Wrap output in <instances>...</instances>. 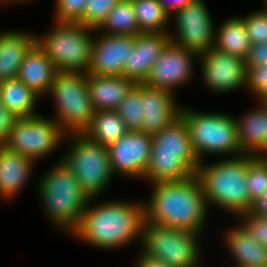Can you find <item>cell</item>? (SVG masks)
Wrapping results in <instances>:
<instances>
[{"label": "cell", "mask_w": 267, "mask_h": 267, "mask_svg": "<svg viewBox=\"0 0 267 267\" xmlns=\"http://www.w3.org/2000/svg\"><path fill=\"white\" fill-rule=\"evenodd\" d=\"M246 67V88L260 101L267 95V63Z\"/></svg>", "instance_id": "cell-34"}, {"label": "cell", "mask_w": 267, "mask_h": 267, "mask_svg": "<svg viewBox=\"0 0 267 267\" xmlns=\"http://www.w3.org/2000/svg\"><path fill=\"white\" fill-rule=\"evenodd\" d=\"M261 101L267 106V95Z\"/></svg>", "instance_id": "cell-43"}, {"label": "cell", "mask_w": 267, "mask_h": 267, "mask_svg": "<svg viewBox=\"0 0 267 267\" xmlns=\"http://www.w3.org/2000/svg\"><path fill=\"white\" fill-rule=\"evenodd\" d=\"M66 138L71 139V146L61 160L72 170L89 199L100 197L114 175L108 147L94 142L83 133L66 134Z\"/></svg>", "instance_id": "cell-8"}, {"label": "cell", "mask_w": 267, "mask_h": 267, "mask_svg": "<svg viewBox=\"0 0 267 267\" xmlns=\"http://www.w3.org/2000/svg\"><path fill=\"white\" fill-rule=\"evenodd\" d=\"M224 238L235 266L267 267V247L252 239L240 224L229 229Z\"/></svg>", "instance_id": "cell-24"}, {"label": "cell", "mask_w": 267, "mask_h": 267, "mask_svg": "<svg viewBox=\"0 0 267 267\" xmlns=\"http://www.w3.org/2000/svg\"><path fill=\"white\" fill-rule=\"evenodd\" d=\"M240 217V218H239ZM241 226L259 244L267 247V217H259L250 212L238 214Z\"/></svg>", "instance_id": "cell-36"}, {"label": "cell", "mask_w": 267, "mask_h": 267, "mask_svg": "<svg viewBox=\"0 0 267 267\" xmlns=\"http://www.w3.org/2000/svg\"><path fill=\"white\" fill-rule=\"evenodd\" d=\"M88 92L95 111L116 110L136 85L122 76H98L87 74Z\"/></svg>", "instance_id": "cell-22"}, {"label": "cell", "mask_w": 267, "mask_h": 267, "mask_svg": "<svg viewBox=\"0 0 267 267\" xmlns=\"http://www.w3.org/2000/svg\"><path fill=\"white\" fill-rule=\"evenodd\" d=\"M180 117L187 126L192 147L200 162L206 154H230L232 157L244 155L238 141L234 116L221 112L196 111L181 106Z\"/></svg>", "instance_id": "cell-6"}, {"label": "cell", "mask_w": 267, "mask_h": 267, "mask_svg": "<svg viewBox=\"0 0 267 267\" xmlns=\"http://www.w3.org/2000/svg\"><path fill=\"white\" fill-rule=\"evenodd\" d=\"M54 99L55 121L66 134L83 133L95 114L88 92L87 74L57 72L48 95Z\"/></svg>", "instance_id": "cell-9"}, {"label": "cell", "mask_w": 267, "mask_h": 267, "mask_svg": "<svg viewBox=\"0 0 267 267\" xmlns=\"http://www.w3.org/2000/svg\"><path fill=\"white\" fill-rule=\"evenodd\" d=\"M36 36L22 31L0 32V82L15 79L27 51Z\"/></svg>", "instance_id": "cell-23"}, {"label": "cell", "mask_w": 267, "mask_h": 267, "mask_svg": "<svg viewBox=\"0 0 267 267\" xmlns=\"http://www.w3.org/2000/svg\"><path fill=\"white\" fill-rule=\"evenodd\" d=\"M246 184L251 203L267 192V155L256 156L249 163Z\"/></svg>", "instance_id": "cell-31"}, {"label": "cell", "mask_w": 267, "mask_h": 267, "mask_svg": "<svg viewBox=\"0 0 267 267\" xmlns=\"http://www.w3.org/2000/svg\"><path fill=\"white\" fill-rule=\"evenodd\" d=\"M139 30L142 33L164 32L170 22L171 15L162 7L158 0H132Z\"/></svg>", "instance_id": "cell-29"}, {"label": "cell", "mask_w": 267, "mask_h": 267, "mask_svg": "<svg viewBox=\"0 0 267 267\" xmlns=\"http://www.w3.org/2000/svg\"><path fill=\"white\" fill-rule=\"evenodd\" d=\"M43 208L59 230L70 234L79 226L89 198L82 191L72 170L60 159L38 179Z\"/></svg>", "instance_id": "cell-5"}, {"label": "cell", "mask_w": 267, "mask_h": 267, "mask_svg": "<svg viewBox=\"0 0 267 267\" xmlns=\"http://www.w3.org/2000/svg\"><path fill=\"white\" fill-rule=\"evenodd\" d=\"M130 130L116 110H99L83 134L104 147H109Z\"/></svg>", "instance_id": "cell-27"}, {"label": "cell", "mask_w": 267, "mask_h": 267, "mask_svg": "<svg viewBox=\"0 0 267 267\" xmlns=\"http://www.w3.org/2000/svg\"><path fill=\"white\" fill-rule=\"evenodd\" d=\"M120 0H87L79 24L97 28Z\"/></svg>", "instance_id": "cell-32"}, {"label": "cell", "mask_w": 267, "mask_h": 267, "mask_svg": "<svg viewBox=\"0 0 267 267\" xmlns=\"http://www.w3.org/2000/svg\"><path fill=\"white\" fill-rule=\"evenodd\" d=\"M203 83L221 94L246 89L247 67L240 57L220 52L214 48L199 55Z\"/></svg>", "instance_id": "cell-15"}, {"label": "cell", "mask_w": 267, "mask_h": 267, "mask_svg": "<svg viewBox=\"0 0 267 267\" xmlns=\"http://www.w3.org/2000/svg\"><path fill=\"white\" fill-rule=\"evenodd\" d=\"M130 131L140 130L143 123L142 93L134 86L116 109Z\"/></svg>", "instance_id": "cell-30"}, {"label": "cell", "mask_w": 267, "mask_h": 267, "mask_svg": "<svg viewBox=\"0 0 267 267\" xmlns=\"http://www.w3.org/2000/svg\"><path fill=\"white\" fill-rule=\"evenodd\" d=\"M54 15L57 22H78L84 13L87 0H55Z\"/></svg>", "instance_id": "cell-35"}, {"label": "cell", "mask_w": 267, "mask_h": 267, "mask_svg": "<svg viewBox=\"0 0 267 267\" xmlns=\"http://www.w3.org/2000/svg\"><path fill=\"white\" fill-rule=\"evenodd\" d=\"M208 10L203 0H192L173 13L177 35L169 33L170 41L198 55L213 48L217 27Z\"/></svg>", "instance_id": "cell-12"}, {"label": "cell", "mask_w": 267, "mask_h": 267, "mask_svg": "<svg viewBox=\"0 0 267 267\" xmlns=\"http://www.w3.org/2000/svg\"><path fill=\"white\" fill-rule=\"evenodd\" d=\"M153 189L145 205V222L201 234L208 206L197 175L181 181L150 184Z\"/></svg>", "instance_id": "cell-2"}, {"label": "cell", "mask_w": 267, "mask_h": 267, "mask_svg": "<svg viewBox=\"0 0 267 267\" xmlns=\"http://www.w3.org/2000/svg\"><path fill=\"white\" fill-rule=\"evenodd\" d=\"M16 119L0 101V145L7 141Z\"/></svg>", "instance_id": "cell-37"}, {"label": "cell", "mask_w": 267, "mask_h": 267, "mask_svg": "<svg viewBox=\"0 0 267 267\" xmlns=\"http://www.w3.org/2000/svg\"><path fill=\"white\" fill-rule=\"evenodd\" d=\"M65 136L54 118L38 114L17 118L4 146L38 162L58 149Z\"/></svg>", "instance_id": "cell-11"}, {"label": "cell", "mask_w": 267, "mask_h": 267, "mask_svg": "<svg viewBox=\"0 0 267 267\" xmlns=\"http://www.w3.org/2000/svg\"><path fill=\"white\" fill-rule=\"evenodd\" d=\"M199 164L187 126L179 117L152 135L151 159L143 180L150 184L186 180L196 174Z\"/></svg>", "instance_id": "cell-3"}, {"label": "cell", "mask_w": 267, "mask_h": 267, "mask_svg": "<svg viewBox=\"0 0 267 267\" xmlns=\"http://www.w3.org/2000/svg\"><path fill=\"white\" fill-rule=\"evenodd\" d=\"M169 41V33L164 32L139 33L135 36L134 48L124 63L123 76L135 83H143Z\"/></svg>", "instance_id": "cell-18"}, {"label": "cell", "mask_w": 267, "mask_h": 267, "mask_svg": "<svg viewBox=\"0 0 267 267\" xmlns=\"http://www.w3.org/2000/svg\"><path fill=\"white\" fill-rule=\"evenodd\" d=\"M162 7L172 15L177 10L183 8L192 0H158Z\"/></svg>", "instance_id": "cell-41"}, {"label": "cell", "mask_w": 267, "mask_h": 267, "mask_svg": "<svg viewBox=\"0 0 267 267\" xmlns=\"http://www.w3.org/2000/svg\"><path fill=\"white\" fill-rule=\"evenodd\" d=\"M249 212L259 217H267V192L252 202Z\"/></svg>", "instance_id": "cell-40"}, {"label": "cell", "mask_w": 267, "mask_h": 267, "mask_svg": "<svg viewBox=\"0 0 267 267\" xmlns=\"http://www.w3.org/2000/svg\"><path fill=\"white\" fill-rule=\"evenodd\" d=\"M194 58H199L196 52L169 41L143 83L152 88L166 89L175 93L176 87L192 79Z\"/></svg>", "instance_id": "cell-13"}, {"label": "cell", "mask_w": 267, "mask_h": 267, "mask_svg": "<svg viewBox=\"0 0 267 267\" xmlns=\"http://www.w3.org/2000/svg\"><path fill=\"white\" fill-rule=\"evenodd\" d=\"M245 60L246 65L267 63V41L251 44Z\"/></svg>", "instance_id": "cell-38"}, {"label": "cell", "mask_w": 267, "mask_h": 267, "mask_svg": "<svg viewBox=\"0 0 267 267\" xmlns=\"http://www.w3.org/2000/svg\"><path fill=\"white\" fill-rule=\"evenodd\" d=\"M140 253L136 261V267H172L161 259L148 256L142 251Z\"/></svg>", "instance_id": "cell-39"}, {"label": "cell", "mask_w": 267, "mask_h": 267, "mask_svg": "<svg viewBox=\"0 0 267 267\" xmlns=\"http://www.w3.org/2000/svg\"><path fill=\"white\" fill-rule=\"evenodd\" d=\"M135 45L134 35L100 34L94 37L93 50L87 74L122 76L124 63Z\"/></svg>", "instance_id": "cell-16"}, {"label": "cell", "mask_w": 267, "mask_h": 267, "mask_svg": "<svg viewBox=\"0 0 267 267\" xmlns=\"http://www.w3.org/2000/svg\"><path fill=\"white\" fill-rule=\"evenodd\" d=\"M255 155L228 157L205 164L200 162L196 175L202 184L207 206L216 205L218 208L237 216L250 211V201L246 179L249 163Z\"/></svg>", "instance_id": "cell-4"}, {"label": "cell", "mask_w": 267, "mask_h": 267, "mask_svg": "<svg viewBox=\"0 0 267 267\" xmlns=\"http://www.w3.org/2000/svg\"><path fill=\"white\" fill-rule=\"evenodd\" d=\"M243 19L251 44L267 41V9L254 11Z\"/></svg>", "instance_id": "cell-33"}, {"label": "cell", "mask_w": 267, "mask_h": 267, "mask_svg": "<svg viewBox=\"0 0 267 267\" xmlns=\"http://www.w3.org/2000/svg\"><path fill=\"white\" fill-rule=\"evenodd\" d=\"M96 30L103 31L101 33L107 35L137 36L142 33L139 30L132 0H120Z\"/></svg>", "instance_id": "cell-28"}, {"label": "cell", "mask_w": 267, "mask_h": 267, "mask_svg": "<svg viewBox=\"0 0 267 267\" xmlns=\"http://www.w3.org/2000/svg\"><path fill=\"white\" fill-rule=\"evenodd\" d=\"M94 200L96 198L89 199L72 236L104 250L122 248L135 240L141 242L145 223L144 203L111 200L92 205Z\"/></svg>", "instance_id": "cell-1"}, {"label": "cell", "mask_w": 267, "mask_h": 267, "mask_svg": "<svg viewBox=\"0 0 267 267\" xmlns=\"http://www.w3.org/2000/svg\"><path fill=\"white\" fill-rule=\"evenodd\" d=\"M214 33L213 48L245 59L251 46L241 17H230Z\"/></svg>", "instance_id": "cell-26"}, {"label": "cell", "mask_w": 267, "mask_h": 267, "mask_svg": "<svg viewBox=\"0 0 267 267\" xmlns=\"http://www.w3.org/2000/svg\"><path fill=\"white\" fill-rule=\"evenodd\" d=\"M29 1L31 2L32 0H0V4H2V3H3V4H4V3H5V4H8V3H11V4H12V3H13V4H14V3H17V4H18V3H21V2H22V3H26V2H29ZM6 2H7V3H6Z\"/></svg>", "instance_id": "cell-42"}, {"label": "cell", "mask_w": 267, "mask_h": 267, "mask_svg": "<svg viewBox=\"0 0 267 267\" xmlns=\"http://www.w3.org/2000/svg\"><path fill=\"white\" fill-rule=\"evenodd\" d=\"M257 104L255 109L235 119L242 152L264 156L267 155V106L261 100Z\"/></svg>", "instance_id": "cell-19"}, {"label": "cell", "mask_w": 267, "mask_h": 267, "mask_svg": "<svg viewBox=\"0 0 267 267\" xmlns=\"http://www.w3.org/2000/svg\"><path fill=\"white\" fill-rule=\"evenodd\" d=\"M33 159L0 145V196L13 199L24 188L32 174ZM13 197V198H11Z\"/></svg>", "instance_id": "cell-20"}, {"label": "cell", "mask_w": 267, "mask_h": 267, "mask_svg": "<svg viewBox=\"0 0 267 267\" xmlns=\"http://www.w3.org/2000/svg\"><path fill=\"white\" fill-rule=\"evenodd\" d=\"M198 235L201 236L196 232L145 222L141 236L142 252L172 267H198L202 259Z\"/></svg>", "instance_id": "cell-10"}, {"label": "cell", "mask_w": 267, "mask_h": 267, "mask_svg": "<svg viewBox=\"0 0 267 267\" xmlns=\"http://www.w3.org/2000/svg\"><path fill=\"white\" fill-rule=\"evenodd\" d=\"M152 135L129 131L108 147L111 169L126 178L143 179L151 159Z\"/></svg>", "instance_id": "cell-14"}, {"label": "cell", "mask_w": 267, "mask_h": 267, "mask_svg": "<svg viewBox=\"0 0 267 267\" xmlns=\"http://www.w3.org/2000/svg\"><path fill=\"white\" fill-rule=\"evenodd\" d=\"M51 31L36 36L37 44L44 50L58 72L86 73L90 64L96 28L78 22H57Z\"/></svg>", "instance_id": "cell-7"}, {"label": "cell", "mask_w": 267, "mask_h": 267, "mask_svg": "<svg viewBox=\"0 0 267 267\" xmlns=\"http://www.w3.org/2000/svg\"><path fill=\"white\" fill-rule=\"evenodd\" d=\"M264 3H266V5H265V7H264V8H265V9H267V0H265V2H264Z\"/></svg>", "instance_id": "cell-44"}, {"label": "cell", "mask_w": 267, "mask_h": 267, "mask_svg": "<svg viewBox=\"0 0 267 267\" xmlns=\"http://www.w3.org/2000/svg\"><path fill=\"white\" fill-rule=\"evenodd\" d=\"M40 95L18 78L0 82V101L16 117H32Z\"/></svg>", "instance_id": "cell-25"}, {"label": "cell", "mask_w": 267, "mask_h": 267, "mask_svg": "<svg viewBox=\"0 0 267 267\" xmlns=\"http://www.w3.org/2000/svg\"><path fill=\"white\" fill-rule=\"evenodd\" d=\"M57 70L44 50L35 42L25 54L17 78L38 95H48Z\"/></svg>", "instance_id": "cell-21"}, {"label": "cell", "mask_w": 267, "mask_h": 267, "mask_svg": "<svg viewBox=\"0 0 267 267\" xmlns=\"http://www.w3.org/2000/svg\"><path fill=\"white\" fill-rule=\"evenodd\" d=\"M142 93L143 123L141 131L154 135L171 125L180 117L181 107L176 103L175 94L159 88L135 85Z\"/></svg>", "instance_id": "cell-17"}]
</instances>
